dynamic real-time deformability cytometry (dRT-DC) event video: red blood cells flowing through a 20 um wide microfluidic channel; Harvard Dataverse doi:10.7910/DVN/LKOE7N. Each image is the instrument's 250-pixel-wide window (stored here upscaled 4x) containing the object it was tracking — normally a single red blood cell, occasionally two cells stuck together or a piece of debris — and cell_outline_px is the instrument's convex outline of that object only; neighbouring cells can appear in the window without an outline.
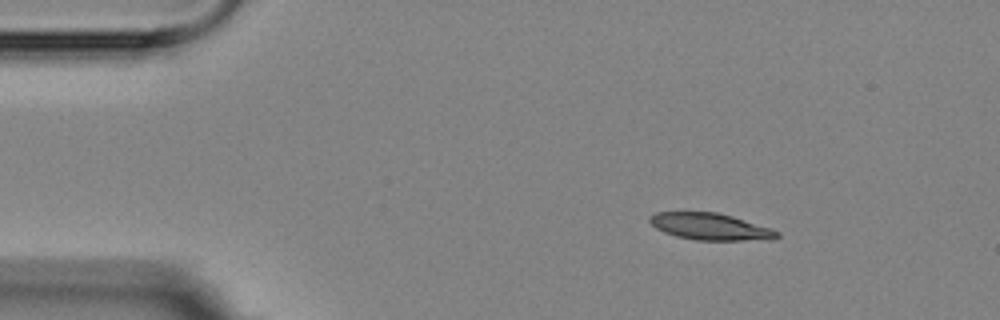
{"species": "Egyptian fruit bat (a non-hibernating species)", "species_latin": "Rousettus aegyptiacus", "temperature_condition": "room temperature", "stored_images_in_passage": 4, "camera_frame_rate_fps": 3000, "um_per_image_px": 0.085, "animal": {"sex": "female"}, "frame": {"image": 1, "passage_image": 1, "time_ms": 0.0, "image_size_px": [1000, 320], "cell_outline_px": [[780, 236], [772, 240], [696, 240], [676, 236], [664, 232], [656, 228], [648, 220], [648, 216], [656, 212], [716, 212], [732, 216], [780, 232]], "centroid_in_image_um": [60.35, 19.26], "position_along_channel_um": 24.6, "area_um2": 19.77}}
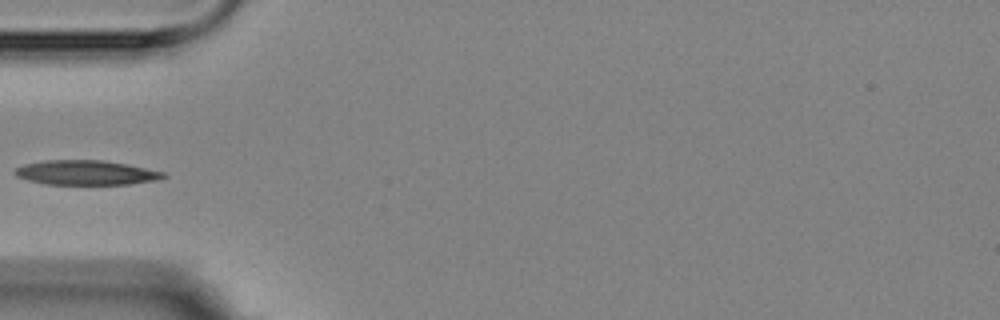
{"frame": {"image": 2, "passage_image": 4, "time_ms": 3.333, "image_size_px": [1000, 320], "cell_outline_px": [[168, 176], [156, 180], [128, 184], [48, 184], [28, 180], [16, 176], [12, 172], [12, 168], [24, 164], [44, 160], [100, 160], [128, 164], [164, 172]], "centroid_in_image_um": [7.26, 14.67], "position_along_channel_um": 77.7, "area_um2": 21.33}}